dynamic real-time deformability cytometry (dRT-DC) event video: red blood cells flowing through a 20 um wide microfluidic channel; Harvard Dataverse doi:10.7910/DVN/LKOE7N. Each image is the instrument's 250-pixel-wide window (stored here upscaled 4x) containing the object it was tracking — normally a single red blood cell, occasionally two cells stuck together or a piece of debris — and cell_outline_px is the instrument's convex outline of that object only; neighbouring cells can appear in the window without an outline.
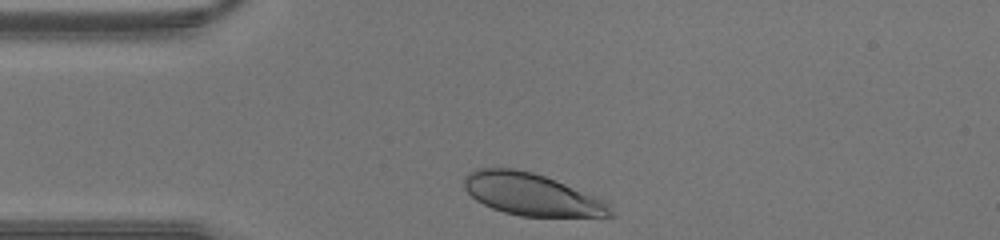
{"species": "human", "species_latin": "Homo sapiens", "temperature_condition": "warm", "stored_images_in_passage": 25, "camera_frame_rate_fps": 3000, "um_per_image_px": 0.085, "donor": {"sex": "male"}, "frame": {"image": 1, "passage_image": 1, "time_ms": 0.0, "image_size_px": [1000, 240], "cell_outline_px": [[616, 216], [520, 216], [504, 212], [492, 208], [476, 200], [464, 188], [464, 176], [468, 172], [476, 168], [512, 168], [532, 172], [544, 176], [604, 200], [608, 204]], "centroid_in_image_um": [45.14, 16.52], "position_along_channel_um": 39.9, "area_um2": 35.49}}
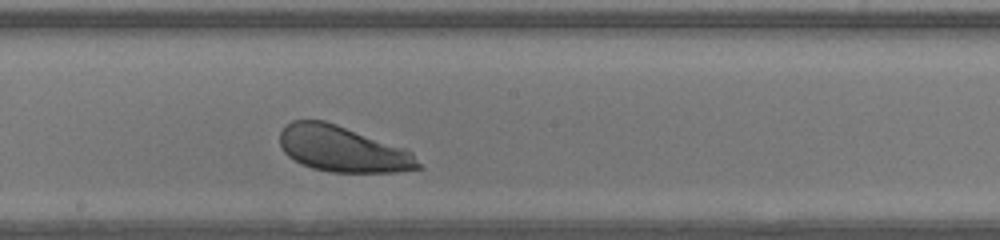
{"frame": {"image": 2, "passage_image": 14, "time_ms": 4.333, "image_size_px": [1000, 240], "cell_outline_px": [[424, 168], [396, 172], [332, 172], [312, 168], [288, 156], [284, 152], [280, 144], [280, 132], [292, 120], [324, 120], [336, 124], [404, 148], [412, 152]], "centroid_in_image_um": [29.14, 12.67], "position_along_channel_um": 219.1, "area_um2": 36.7}}
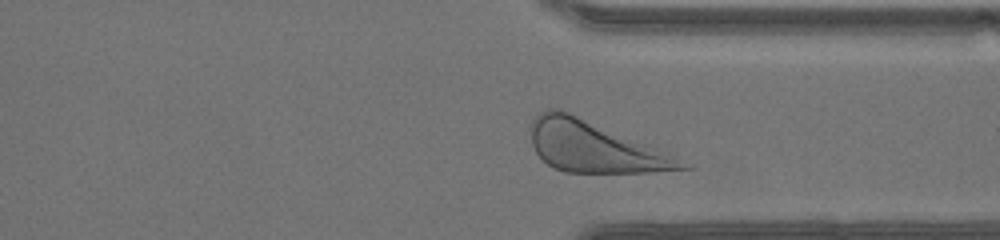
{"frame": {"image": 3, "passage_image": 23, "time_ms": 7.333, "image_size_px": [1000, 240], "cell_outline_px": [[692, 168], [648, 172], [564, 172], [552, 168], [536, 152], [532, 144], [532, 120], [540, 112], [548, 108], [560, 108], [668, 152], [692, 164]], "centroid_in_image_um": [50.55, 12.47], "position_along_channel_um": 360.9, "area_um2": 44.68}}